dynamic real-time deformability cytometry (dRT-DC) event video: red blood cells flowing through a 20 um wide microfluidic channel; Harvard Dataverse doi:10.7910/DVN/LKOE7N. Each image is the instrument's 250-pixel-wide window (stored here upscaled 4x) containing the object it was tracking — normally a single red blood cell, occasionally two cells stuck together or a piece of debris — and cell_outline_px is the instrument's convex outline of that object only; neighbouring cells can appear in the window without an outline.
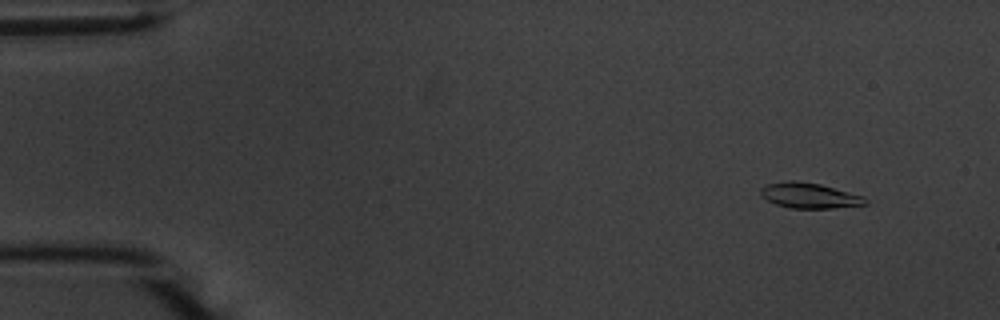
{"species": "common noctule bat (a hibernating species)", "species_latin": "Nyctalus noctula", "temperature_condition": "warm", "stored_images_in_passage": 55, "camera_frame_rate_fps": 3000, "um_per_image_px": 0.085, "animal": {"sex": "male", "body_mass_g": 20.1, "forearm_length_mm": 53.5}, "frame": {"image": 1, "passage_image": 5, "time_ms": 1.333, "image_size_px": [1000, 320], "cell_outline_px": [[868, 204], [832, 208], [788, 208], [776, 204], [760, 196], [760, 188], [768, 184], [788, 180], [796, 180], [820, 184], [864, 196], [868, 200]], "centroid_in_image_um": [68.79, 16.62], "position_along_channel_um": 16.2, "area_um2": 15.55}}
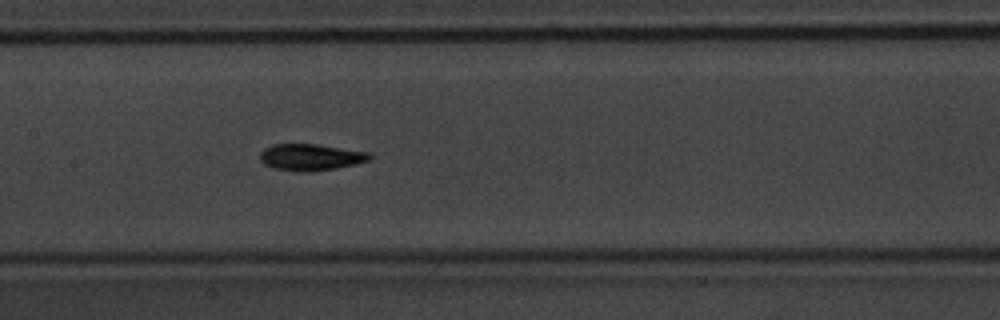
{"frame": {"image": 2, "passage_image": 27, "time_ms": 8.667, "image_size_px": [1000, 320], "cell_outline_px": [[372, 156], [368, 160], [336, 168], [272, 168], [264, 164], [260, 160], [260, 152], [264, 148], [272, 144], [316, 144], [372, 152]], "centroid_in_image_um": [26.41, 13.28], "position_along_channel_um": 181.0, "area_um2": 16.01}}
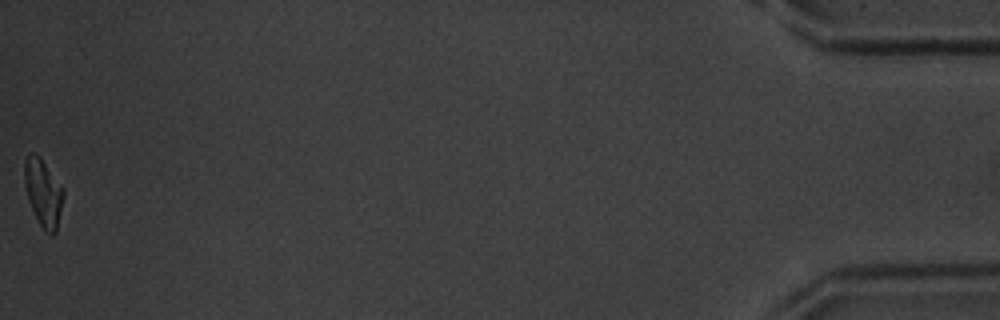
{"frame": {"image": 3, "passage_image": 55, "time_ms": 18.0, "image_size_px": [1000, 320], "cell_outline_px": [[64, 196], [56, 232], [52, 236], [44, 232], [28, 200], [24, 184], [24, 160], [32, 152], [40, 156], [64, 188]], "centroid_in_image_um": [3.68, 16.38], "position_along_channel_um": 431.5, "area_um2": 15.43}, "authors_computed_cell_mechanics": {"area_um2": 15.895, "velocity_mm_per_s": 3.7095, "shape_relaxation_time_tau1_ms": 3.1085, "shape_relaxation_time_tau2_ms": 2.7756, "deformation_change_tau1": 0.163, "deformation_change_tau2": 0.0945}}